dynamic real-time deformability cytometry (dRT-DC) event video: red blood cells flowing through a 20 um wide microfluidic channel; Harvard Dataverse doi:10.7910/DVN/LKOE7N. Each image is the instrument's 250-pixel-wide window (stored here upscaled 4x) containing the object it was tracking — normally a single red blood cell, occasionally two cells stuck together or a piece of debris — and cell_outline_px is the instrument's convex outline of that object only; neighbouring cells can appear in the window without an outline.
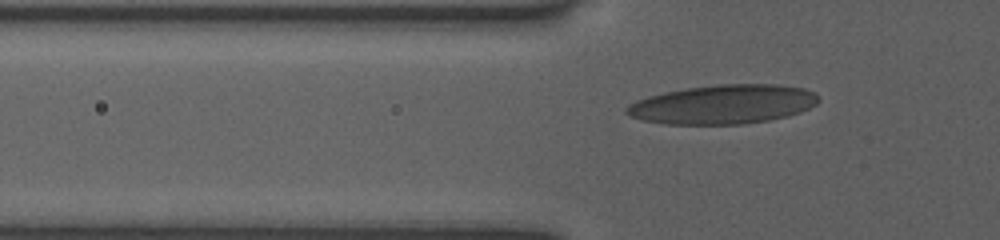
{"species": "human", "species_latin": "Homo sapiens", "temperature_condition": "room temperature", "stored_images_in_passage": 33, "camera_frame_rate_fps": 3000, "um_per_image_px": 0.085, "donor": {"sex": "female"}, "frame": {"image": 1, "passage_image": 5, "time_ms": 1.333, "image_size_px": [1000, 240], "cell_outline_px": [[820, 100], [816, 104], [800, 112], [768, 120], [740, 124], [664, 124], [644, 120], [632, 116], [624, 112], [624, 108], [628, 104], [636, 100], [648, 96], [664, 92], [684, 88], [720, 84], [776, 84], [804, 88], [816, 92], [820, 96]], "centroid_in_image_um": [61.46, 8.86], "position_along_channel_um": 64.3, "area_um2": 43.87}}
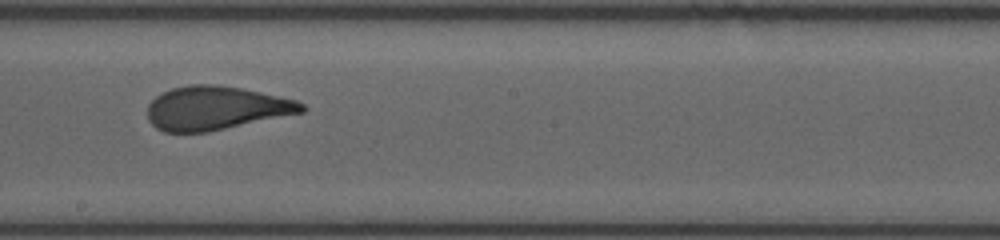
{"frame": {"image": 2, "passage_image": 18, "time_ms": 5.667, "image_size_px": [1000, 240], "cell_outline_px": [[308, 108], [304, 112], [208, 132], [164, 132], [156, 128], [148, 120], [148, 104], [156, 96], [172, 88], [188, 84], [216, 84], [240, 88], [260, 92], [296, 100], [304, 104]], "centroid_in_image_um": [18.35, 9.19], "position_along_channel_um": 229.9, "area_um2": 39.25}}
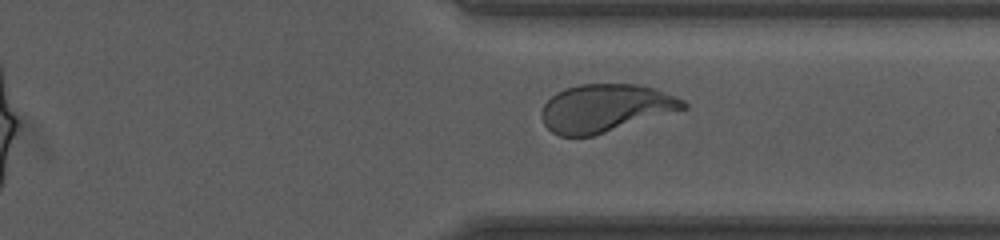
{"frame": {"image": 3, "passage_image": 28, "time_ms": 9.0, "image_size_px": [1000, 240], "cell_outline_px": [[688, 108], [592, 136], [560, 136], [552, 132], [544, 124], [540, 116], [540, 112], [544, 104], [556, 92], [564, 88], [580, 84], [636, 84], [656, 88], [684, 100], [688, 104]], "centroid_in_image_um": [51.45, 9.18], "position_along_channel_um": 360.0, "area_um2": 39.54}, "authors_computed_cell_mechanics": {"area_um2": 39.9976, "velocity_mm_per_s": 3.9183, "shape_relaxation_time_tau1_ms": 6.5243, "shape_relaxation_time_tau2_ms": 0.7325, "deformation_change_tau1": 0.2057, "deformation_change_tau2": 0.075}}